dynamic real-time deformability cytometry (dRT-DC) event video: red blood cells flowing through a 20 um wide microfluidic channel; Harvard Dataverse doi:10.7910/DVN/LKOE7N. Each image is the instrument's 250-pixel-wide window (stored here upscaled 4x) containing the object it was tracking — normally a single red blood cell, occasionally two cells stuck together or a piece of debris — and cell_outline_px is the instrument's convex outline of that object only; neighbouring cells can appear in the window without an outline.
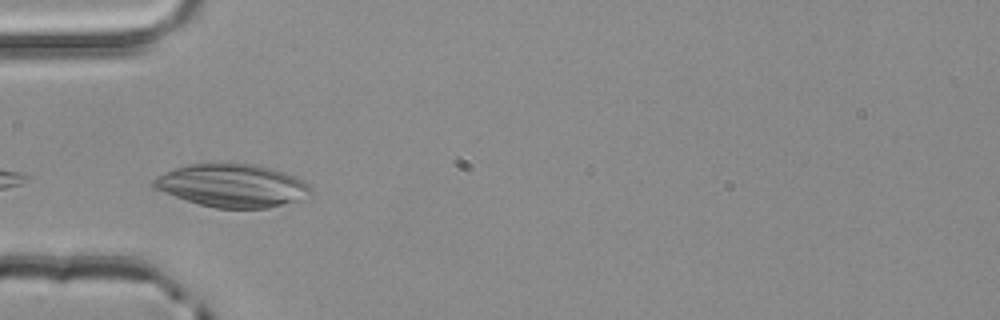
{"species": "common noctule bat (a hibernating species)", "species_latin": "Nyctalus noctula", "temperature_condition": "room temperature", "stored_images_in_passage": 1, "camera_frame_rate_fps": 3000, "um_per_image_px": 0.085, "animal": {"sex": "male", "body_mass_g": 20.4}, "frame": {"image": 1, "passage_image": 1, "time_ms": 0.0, "image_size_px": [1000, 320], "cell_outline_px": [[312, 192], [300, 200], [268, 208], [216, 208], [200, 204], [152, 188], [152, 180], [156, 176], [164, 172], [176, 168], [192, 164], [256, 164], [272, 168], [296, 176], [304, 180], [312, 188]], "centroid_in_image_um": [19.77, 15.77], "position_along_channel_um": 65.2, "area_um2": 39.19}}